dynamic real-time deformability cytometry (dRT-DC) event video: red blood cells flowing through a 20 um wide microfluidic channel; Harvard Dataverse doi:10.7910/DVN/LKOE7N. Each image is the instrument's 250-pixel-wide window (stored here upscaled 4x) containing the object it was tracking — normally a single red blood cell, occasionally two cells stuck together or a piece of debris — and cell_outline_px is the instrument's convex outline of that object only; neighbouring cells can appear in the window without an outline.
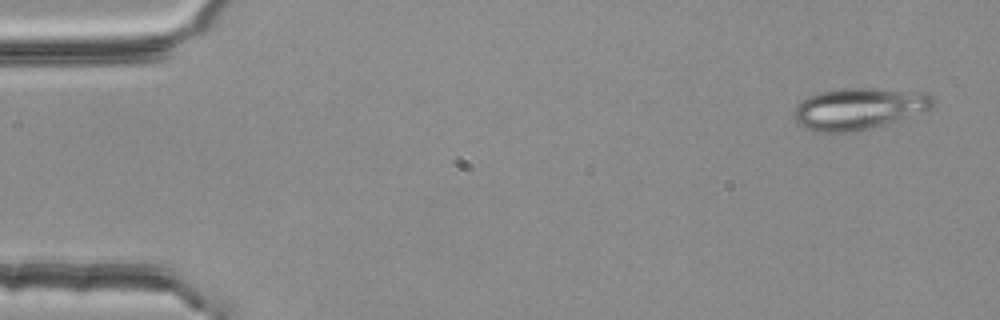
{"species": "common noctule bat (a hibernating species)", "species_latin": "Nyctalus noctula", "temperature_condition": "room temperature", "stored_images_in_passage": 5, "camera_frame_rate_fps": 3000, "um_per_image_px": 0.085, "animal": {"sex": "female", "body_mass_g": 25.1}, "frame": {"image": 1, "passage_image": 1, "time_ms": 0.0, "image_size_px": [1000, 320], "cell_outline_px": [[936, 100], [932, 108], [900, 120], [872, 128], [856, 132], [816, 132], [804, 128], [796, 124], [792, 116], [792, 112], [796, 104], [800, 100], [816, 92], [836, 88], [872, 88], [928, 92]], "centroid_in_image_um": [72.95, 9.23], "position_along_channel_um": 12.1, "area_um2": 34.62}}